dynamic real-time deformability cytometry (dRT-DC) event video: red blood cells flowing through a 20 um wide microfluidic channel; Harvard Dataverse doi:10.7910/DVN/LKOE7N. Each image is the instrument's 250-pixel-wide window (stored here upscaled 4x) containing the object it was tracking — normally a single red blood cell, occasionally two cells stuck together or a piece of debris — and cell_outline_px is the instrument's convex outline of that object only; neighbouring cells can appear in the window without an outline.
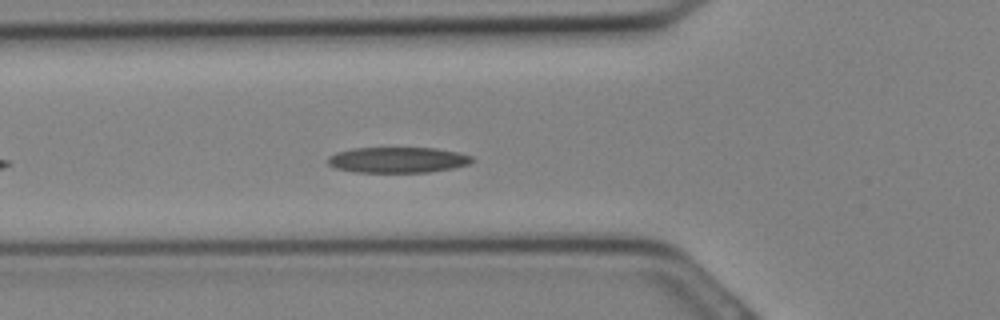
{"species": "Egyptian fruit bat (a non-hibernating species)", "species_latin": "Rousettus aegyptiacus", "temperature_condition": "cold", "stored_images_in_passage": 12, "camera_frame_rate_fps": 3000, "um_per_image_px": 0.085, "animal": {"sex": "female"}, "frame": {"image": 1, "passage_image": 4, "time_ms": 1.0, "image_size_px": [1000, 320], "cell_outline_px": [[476, 160], [468, 164], [452, 168], [428, 172], [356, 172], [336, 168], [328, 164], [328, 156], [336, 152], [352, 148], [436, 148], [456, 152], [472, 156]], "centroid_in_image_um": [33.8, 13.59], "position_along_channel_um": 92.0, "area_um2": 21.56}}
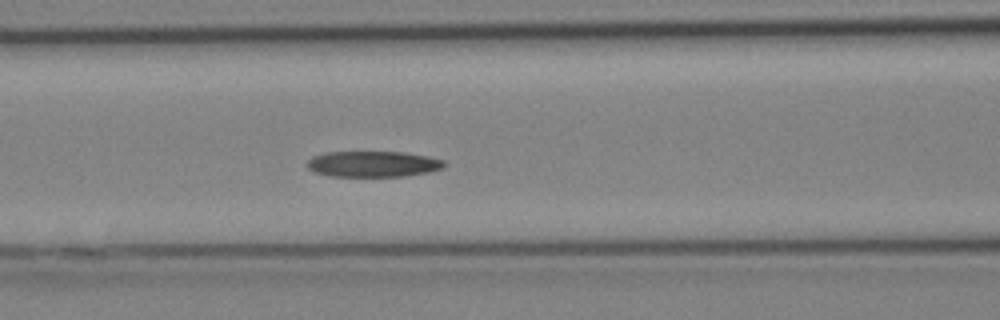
{"frame": {"image": 2, "passage_image": 6, "time_ms": 1.667, "image_size_px": [1000, 320], "cell_outline_px": [[444, 168], [428, 172], [404, 176], [332, 176], [316, 172], [308, 168], [308, 160], [312, 156], [324, 152], [404, 152], [428, 156], [444, 160]], "centroid_in_image_um": [31.72, 13.93], "position_along_channel_um": 134.9, "area_um2": 20.58}}
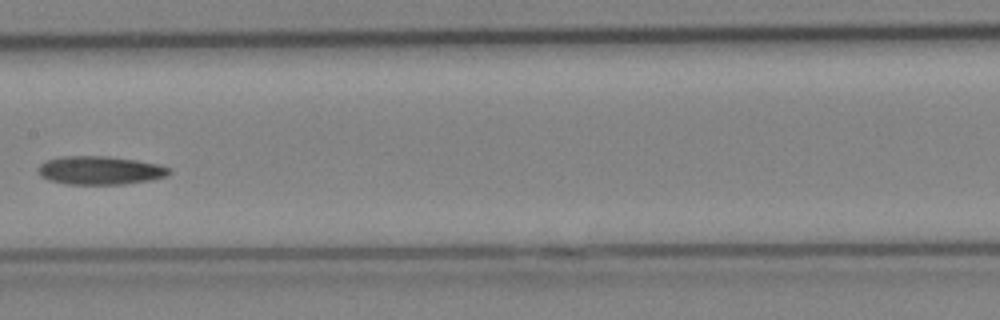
{"frame": {"image": 3, "passage_image": 9, "time_ms": 2.667, "image_size_px": [1000, 320], "cell_outline_px": [[172, 172], [164, 176], [148, 180], [124, 184], [68, 184], [48, 180], [40, 176], [36, 168], [44, 160], [60, 156], [108, 156], [136, 160], [160, 164], [168, 168]], "centroid_in_image_um": [8.44, 14.47], "position_along_channel_um": 199.0, "area_um2": 21.79}}